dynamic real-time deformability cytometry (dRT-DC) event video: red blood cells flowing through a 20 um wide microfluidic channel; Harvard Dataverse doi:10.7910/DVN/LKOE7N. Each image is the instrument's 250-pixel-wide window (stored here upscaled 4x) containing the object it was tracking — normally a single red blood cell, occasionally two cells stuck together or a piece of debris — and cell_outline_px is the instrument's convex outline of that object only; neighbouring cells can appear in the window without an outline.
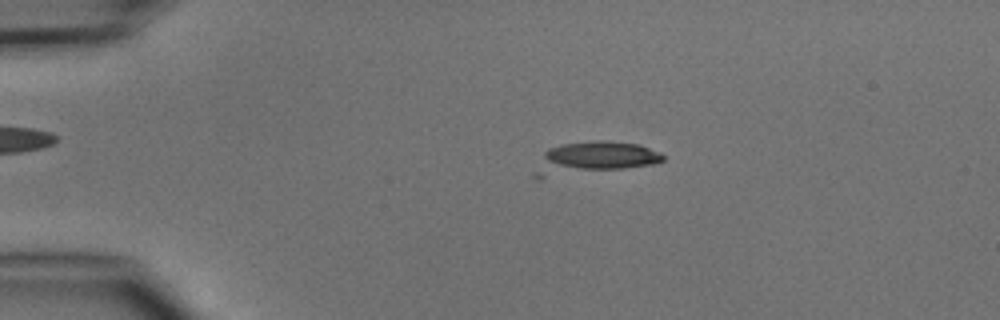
{"species": "common noctule bat (a hibernating species)", "species_latin": "Nyctalus noctula", "temperature_condition": "cold", "stored_images_in_passage": 3, "camera_frame_rate_fps": 3000, "um_per_image_px": 0.085, "animal": {"sex": "male", "body_mass_g": 15.6}, "frame": {"image": 1, "passage_image": 2, "time_ms": 1.333, "image_size_px": [1000, 320], "cell_outline_px": [[664, 160], [656, 164], [540, 180], [532, 176], [544, 152], [548, 148], [564, 144], [596, 140], [604, 140], [640, 144], [660, 152], [664, 156]], "centroid_in_image_um": [50.46, 13.46], "position_along_channel_um": 34.5, "area_um2": 24.68}}